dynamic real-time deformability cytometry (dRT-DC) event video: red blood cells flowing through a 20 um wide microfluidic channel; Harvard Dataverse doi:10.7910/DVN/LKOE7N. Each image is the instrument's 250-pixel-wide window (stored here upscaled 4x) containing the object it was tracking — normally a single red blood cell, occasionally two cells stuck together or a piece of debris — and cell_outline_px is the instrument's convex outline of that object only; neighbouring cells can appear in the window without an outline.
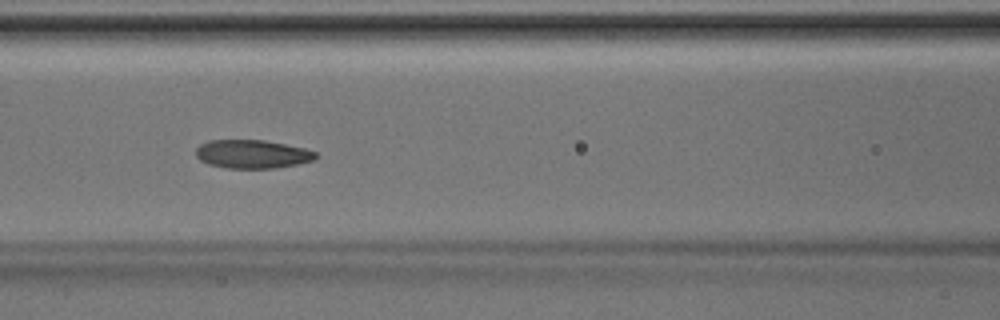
{"species": "Egyptian fruit bat (a non-hibernating species)", "species_latin": "Rousettus aegyptiacus", "temperature_condition": "room temperature", "stored_images_in_passage": 30, "camera_frame_rate_fps": 3000, "um_per_image_px": 0.085, "animal": {"sex": "male"}, "frame": {"image": 1, "passage_image": 9, "time_ms": 2.667, "image_size_px": [1000, 320], "cell_outline_px": [[320, 156], [316, 160], [276, 168], [224, 168], [208, 164], [200, 160], [196, 156], [196, 148], [200, 144], [208, 140], [264, 140], [304, 148], [316, 152]], "centroid_in_image_um": [21.45, 13.1], "position_along_channel_um": 145.1, "area_um2": 20.06}}
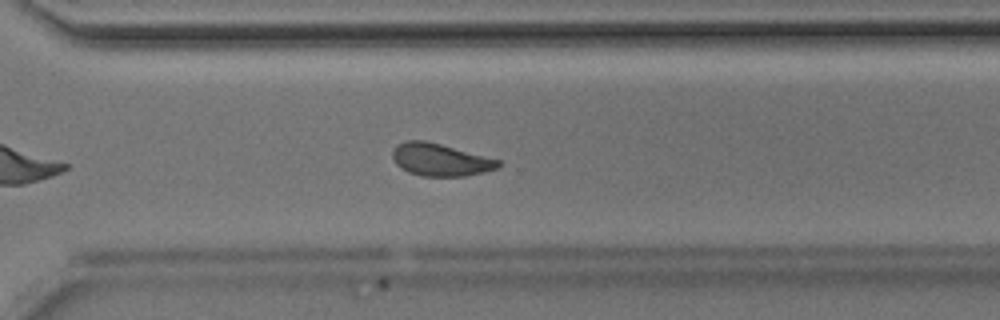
{"frame": {"image": 2, "passage_image": 22, "time_ms": 7.0, "image_size_px": [1000, 320], "cell_outline_px": [[500, 164], [496, 168], [464, 176], [420, 176], [408, 172], [400, 168], [392, 160], [392, 152], [396, 144], [404, 140], [424, 140], [440, 144], [500, 160]], "centroid_in_image_um": [37.33, 13.57], "position_along_channel_um": 333.3, "area_um2": 19.88}}